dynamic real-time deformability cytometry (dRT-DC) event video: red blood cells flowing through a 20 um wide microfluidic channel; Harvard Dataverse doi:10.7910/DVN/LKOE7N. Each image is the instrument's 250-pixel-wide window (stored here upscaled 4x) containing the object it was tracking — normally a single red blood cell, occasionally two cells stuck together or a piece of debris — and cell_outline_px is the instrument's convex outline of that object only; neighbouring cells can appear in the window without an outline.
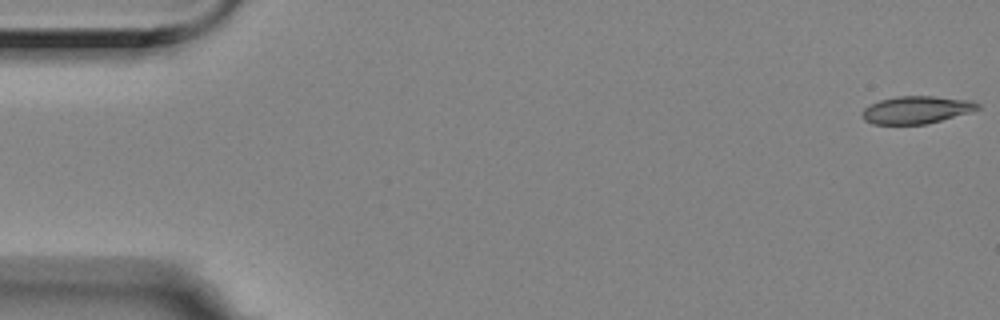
{"species": "Egyptian fruit bat (a non-hibernating species)", "species_latin": "Rousettus aegyptiacus", "temperature_condition": "room temperature", "stored_images_in_passage": 10, "camera_frame_rate_fps": 3000, "um_per_image_px": 0.085, "animal": {"sex": "female"}, "frame": {"image": 1, "passage_image": 1, "time_ms": 0.0, "image_size_px": [1000, 320], "cell_outline_px": [[980, 108], [972, 112], [924, 124], [872, 124], [864, 120], [860, 116], [860, 112], [864, 108], [880, 100], [896, 96], [932, 96], [972, 100], [980, 104]], "centroid_in_image_um": [77.89, 9.33], "position_along_channel_um": 7.1, "area_um2": 18.61}}